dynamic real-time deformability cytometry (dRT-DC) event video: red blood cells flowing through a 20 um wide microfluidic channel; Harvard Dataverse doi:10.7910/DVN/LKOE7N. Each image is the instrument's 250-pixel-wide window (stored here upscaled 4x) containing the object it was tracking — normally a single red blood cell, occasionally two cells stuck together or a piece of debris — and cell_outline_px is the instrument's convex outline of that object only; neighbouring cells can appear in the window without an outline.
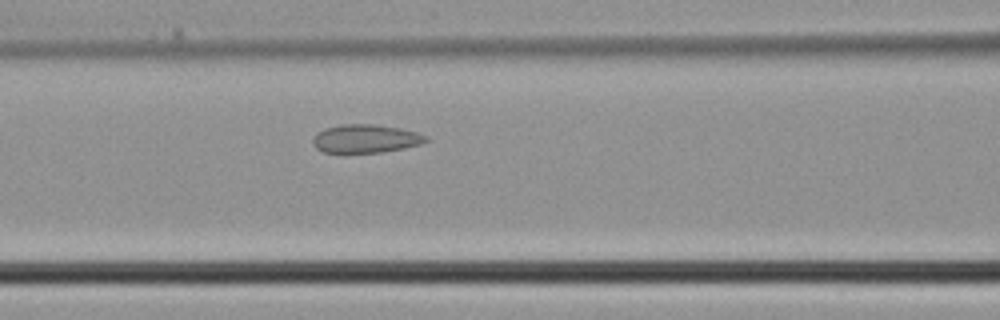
{"species": "common noctule bat (a hibernating species)", "species_latin": "Nyctalus noctula", "temperature_condition": "cold", "stored_images_in_passage": 5, "camera_frame_rate_fps": 3000, "um_per_image_px": 0.085, "animal": {"sex": "male", "body_mass_g": 21.5, "forearm_length_mm": 52.0}, "frame": {"image": 1, "passage_image": 5, "time_ms": 1.333, "image_size_px": [1000, 320], "cell_outline_px": [[428, 140], [420, 144], [404, 148], [384, 152], [324, 152], [316, 148], [312, 144], [312, 140], [324, 128], [340, 124], [372, 124], [400, 128], [416, 132], [428, 136]], "centroid_in_image_um": [31.09, 11.78], "position_along_channel_um": 135.5, "area_um2": 18.55}}